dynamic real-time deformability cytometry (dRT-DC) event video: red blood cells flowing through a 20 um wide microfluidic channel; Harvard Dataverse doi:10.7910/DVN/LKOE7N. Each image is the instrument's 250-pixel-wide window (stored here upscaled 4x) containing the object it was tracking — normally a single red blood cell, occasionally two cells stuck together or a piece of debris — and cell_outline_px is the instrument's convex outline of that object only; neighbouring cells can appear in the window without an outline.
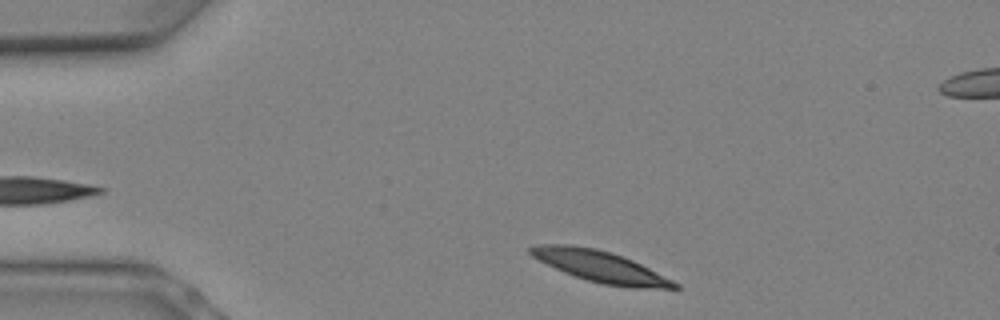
{"species": "Egyptian fruit bat (a non-hibernating species)", "species_latin": "Rousettus aegyptiacus", "temperature_condition": "warm", "stored_images_in_passage": 5, "segment_of_instrument_passage": [2, 2], "camera_frame_rate_fps": 3000, "um_per_image_px": 0.085, "animal": {"sex": "female"}, "frame": {"image": 1, "passage_image": 5, "time_ms": 1.333, "image_size_px": [1000, 320], "cell_outline_px": [[680, 288], [636, 288], [604, 284], [588, 280], [564, 272], [532, 256], [528, 252], [528, 248], [540, 244], [568, 244], [596, 248], [612, 252], [632, 260], [680, 284]], "centroid_in_image_um": [51.02, 22.64], "position_along_channel_um": 34.0, "area_um2": 25.84}}